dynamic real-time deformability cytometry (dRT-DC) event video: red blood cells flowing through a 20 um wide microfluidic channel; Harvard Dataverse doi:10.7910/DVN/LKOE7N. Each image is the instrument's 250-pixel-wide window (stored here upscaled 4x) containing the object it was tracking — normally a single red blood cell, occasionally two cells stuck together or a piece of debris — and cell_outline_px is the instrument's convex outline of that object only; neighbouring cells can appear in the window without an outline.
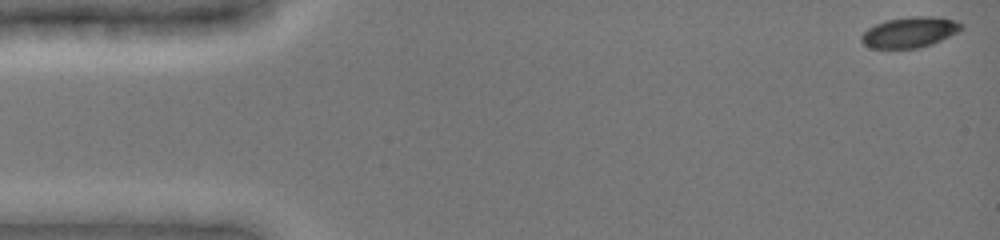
{"species": "common noctule bat (a hibernating species)", "species_latin": "Nyctalus noctula", "temperature_condition": "cold", "stored_images_in_passage": 45, "camera_frame_rate_fps": 3000, "um_per_image_px": 0.085, "animal": {"sex": "female", "body_mass_g": 19.0, "forearm_length_mm": 51.5}, "frame": {"image": 1, "passage_image": 1, "time_ms": 0.0, "image_size_px": [1000, 240], "cell_outline_px": [[964, 28], [932, 44], [920, 48], [872, 48], [864, 44], [860, 40], [860, 36], [868, 28], [876, 24], [888, 20], [912, 16], [932, 16], [956, 20], [964, 24]], "centroid_in_image_um": [77.34, 2.74], "position_along_channel_um": 7.7, "area_um2": 17.74}}
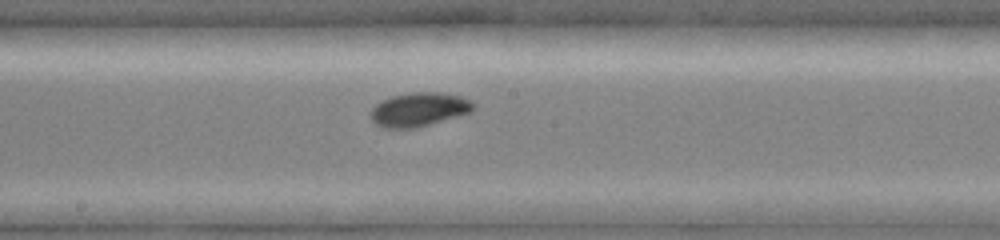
{"frame": {"image": 2, "passage_image": 25, "time_ms": 8.333, "image_size_px": [1000, 240], "cell_outline_px": [[476, 108], [472, 112], [460, 116], [416, 128], [384, 128], [376, 124], [372, 120], [372, 108], [376, 104], [392, 96], [412, 92], [440, 92], [460, 96], [476, 104]], "centroid_in_image_um": [35.67, 9.31], "position_along_channel_um": 212.5, "area_um2": 20.29}}
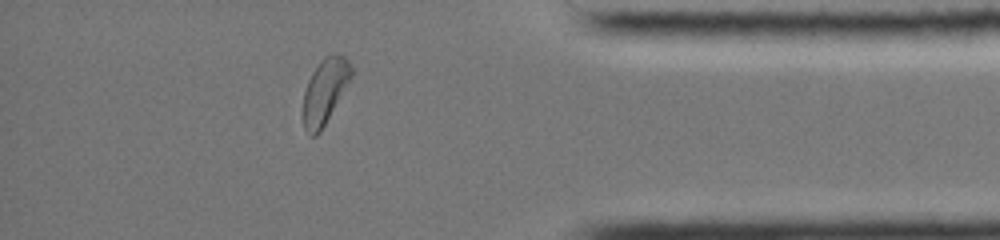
{"frame": {"image": 3, "passage_image": 40, "time_ms": 13.667, "image_size_px": [1000, 240], "cell_outline_px": [[352, 76], [320, 132], [316, 136], [308, 136], [304, 128], [304, 92], [308, 80], [312, 72], [320, 60], [324, 56], [332, 52], [344, 56], [348, 60], [352, 68]], "centroid_in_image_um": [27.61, 7.72], "position_along_channel_um": 407.6, "area_um2": 18.09}, "authors_computed_cell_mechanics": {"area_um2": 18.4382, "velocity_mm_per_s": 3.9444, "shape_relaxation_time_tau1_ms": 1.8302, "shape_relaxation_time_tau2_ms": 8.1517, "deformation_change_tau1": 0.0964, "deformation_change_tau2": 0.1047}}